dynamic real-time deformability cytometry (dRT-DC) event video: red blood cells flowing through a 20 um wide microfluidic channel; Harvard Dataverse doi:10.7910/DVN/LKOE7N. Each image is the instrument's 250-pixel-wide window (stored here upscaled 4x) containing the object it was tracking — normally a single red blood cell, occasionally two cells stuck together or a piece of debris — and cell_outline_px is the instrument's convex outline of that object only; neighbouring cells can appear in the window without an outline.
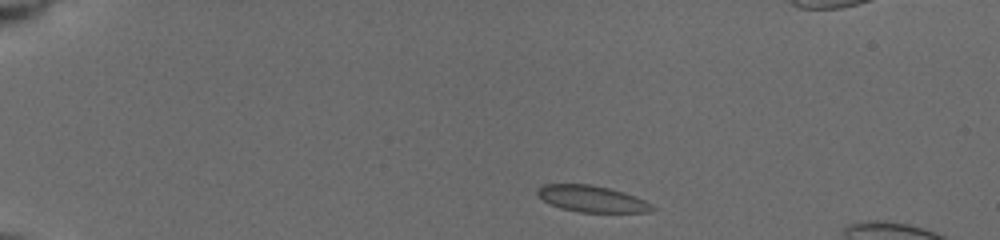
{"species": "common noctule bat (a hibernating species)", "species_latin": "Nyctalus noctula", "temperature_condition": "cold", "stored_images_in_passage": 18, "camera_frame_rate_fps": 3000, "um_per_image_px": 0.085, "animal": {"sex": "female", "body_mass_g": 19.5, "forearm_length_mm": 54.1}, "frame": {"image": 1, "passage_image": 1, "time_ms": 0.0, "image_size_px": [1000, 240], "cell_outline_px": [[656, 208], [648, 212], [580, 212], [560, 208], [536, 196], [536, 188], [544, 184], [592, 184], [624, 192], [636, 196], [652, 204]], "centroid_in_image_um": [50.29, 16.89], "position_along_channel_um": 34.7, "area_um2": 17.74}}
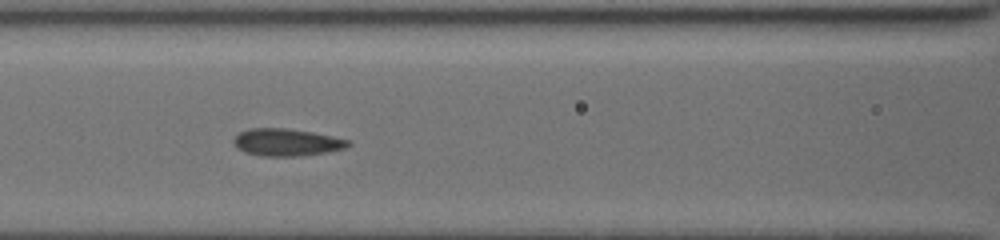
{"frame": {"image": 2, "passage_image": 11, "time_ms": 4.667, "image_size_px": [1000, 240], "cell_outline_px": [[352, 144], [344, 148], [328, 152], [296, 156], [264, 156], [244, 152], [236, 148], [232, 144], [232, 140], [240, 132], [248, 128], [288, 128], [312, 132], [352, 140]], "centroid_in_image_um": [24.35, 12.09], "position_along_channel_um": 142.2, "area_um2": 18.38}}
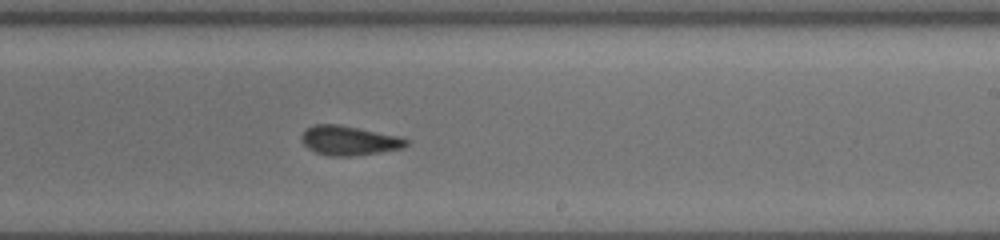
{"frame": {"image": 3, "passage_image": 18, "time_ms": 7.667, "image_size_px": [1000, 240], "cell_outline_px": [[412, 140], [404, 148], [380, 152], [352, 156], [328, 156], [316, 152], [308, 148], [300, 140], [300, 136], [304, 128], [312, 124], [336, 124], [404, 136]], "centroid_in_image_um": [29.7, 11.93], "position_along_channel_um": 259.3, "area_um2": 18.44}}